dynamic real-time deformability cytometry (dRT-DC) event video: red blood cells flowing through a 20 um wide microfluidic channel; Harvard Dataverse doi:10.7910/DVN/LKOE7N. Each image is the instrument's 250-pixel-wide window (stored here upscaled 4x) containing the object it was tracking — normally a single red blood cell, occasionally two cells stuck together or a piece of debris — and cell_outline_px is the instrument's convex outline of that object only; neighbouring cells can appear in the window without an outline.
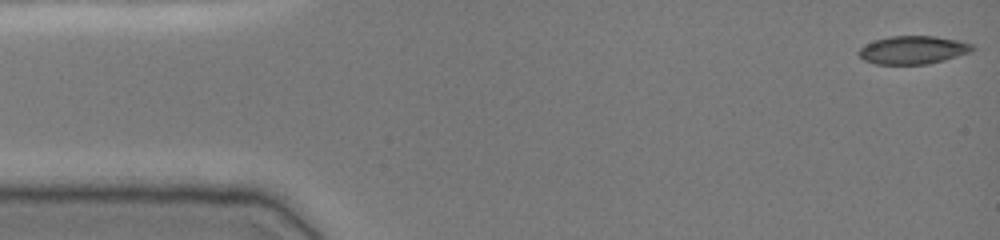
{"species": "common noctule bat (a hibernating species)", "species_latin": "Nyctalus noctula", "temperature_condition": "cold", "stored_images_in_passage": 46, "camera_frame_rate_fps": 3000, "um_per_image_px": 0.085, "animal": {"sex": "female", "body_mass_g": 19.0, "forearm_length_mm": 51.5}, "frame": {"image": 1, "passage_image": 1, "time_ms": 0.0, "image_size_px": [1000, 240], "cell_outline_px": [[976, 48], [972, 52], [944, 60], [928, 64], [876, 64], [864, 60], [856, 52], [860, 48], [876, 40], [888, 36], [936, 36], [956, 40], [972, 44]], "centroid_in_image_um": [77.63, 4.25], "position_along_channel_um": 7.4, "area_um2": 18.61}}
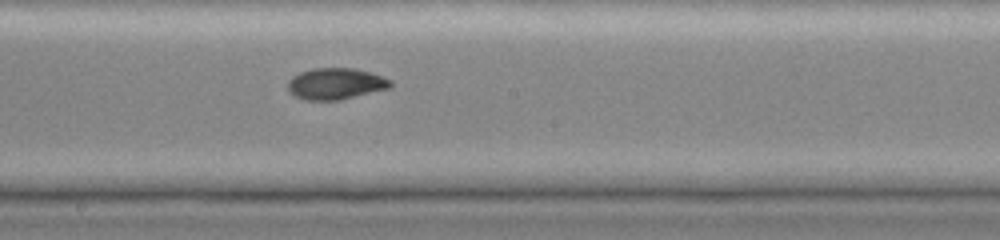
{"frame": {"image": 2, "passage_image": 26, "time_ms": 8.333, "image_size_px": [1000, 240], "cell_outline_px": [[392, 88], [340, 100], [304, 100], [288, 92], [288, 80], [292, 76], [300, 72], [312, 68], [352, 68], [384, 76], [392, 80]], "centroid_in_image_um": [28.55, 7.12], "position_along_channel_um": 219.7, "area_um2": 19.02}}
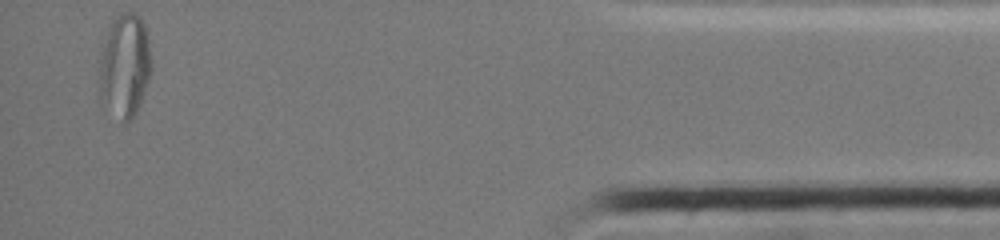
{"frame": {"image": 3, "passage_image": 46, "time_ms": 15.0, "image_size_px": [1000, 240], "cell_outline_px": [[152, 68], [148, 80], [136, 112], [128, 124], [120, 124], [96, 100], [96, 92], [100, 44], [104, 36], [120, 12], [136, 12], [144, 24], [148, 40], [152, 60]], "centroid_in_image_um": [10.51, 5.69], "position_along_channel_um": 424.7, "area_um2": 33.18}, "authors_computed_cell_mechanics": {"area_um2": 18.9873, "velocity_mm_per_s": 3.9352, "shape_relaxation_time_tau1_ms": 9.7132, "shape_relaxation_time_tau2_ms": 1.3962, "deformation_change_tau1": 0.2281, "deformation_change_tau2": 0.0471}}